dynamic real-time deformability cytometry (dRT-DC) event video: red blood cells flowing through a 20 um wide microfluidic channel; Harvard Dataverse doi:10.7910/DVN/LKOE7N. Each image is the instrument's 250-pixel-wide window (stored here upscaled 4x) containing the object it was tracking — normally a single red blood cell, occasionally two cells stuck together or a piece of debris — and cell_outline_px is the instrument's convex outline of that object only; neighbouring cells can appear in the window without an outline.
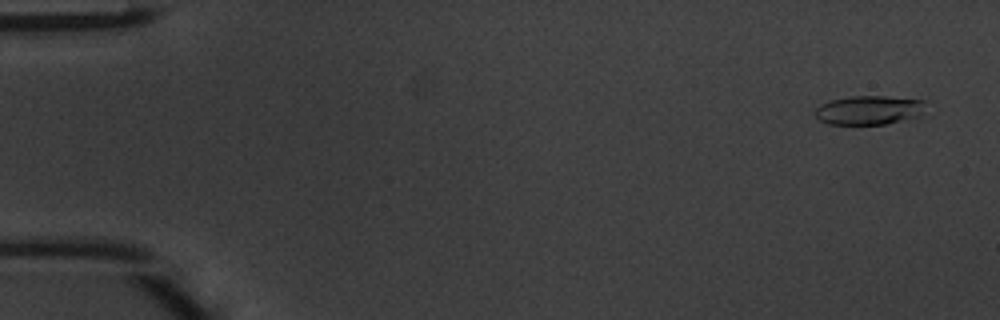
{"species": "common noctule bat (a hibernating species)", "species_latin": "Nyctalus noctula", "temperature_condition": "warm", "stored_images_in_passage": 49, "camera_frame_rate_fps": 3000, "um_per_image_px": 0.085, "animal": {"sex": "male", "body_mass_g": 20.1, "forearm_length_mm": 53.5}, "frame": {"image": 1, "passage_image": 3, "time_ms": 0.667, "image_size_px": [1000, 320], "cell_outline_px": [[924, 100], [920, 116], [884, 124], [828, 124], [820, 120], [816, 116], [816, 108], [820, 104], [828, 100], [852, 96], [884, 96]], "centroid_in_image_um": [73.81, 9.35], "position_along_channel_um": 11.2, "area_um2": 18.5}}
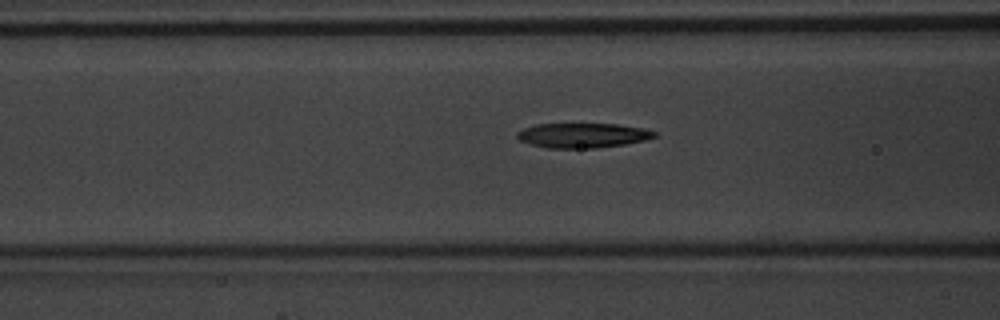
{"frame": {"image": 2, "passage_image": 20, "time_ms": 6.333, "image_size_px": [1000, 320], "cell_outline_px": [[656, 136], [644, 140], [624, 144], [596, 148], [548, 148], [532, 144], [520, 140], [516, 136], [516, 132], [524, 128], [536, 124], [616, 124], [644, 128], [656, 132]], "centroid_in_image_um": [49.52, 11.5], "position_along_channel_um": 117.1, "area_um2": 19.65}}
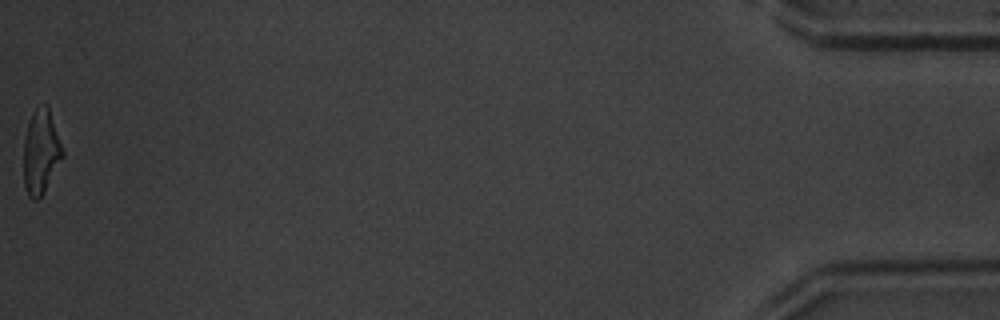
{"frame": {"image": 3, "passage_image": 49, "time_ms": 16.0, "image_size_px": [1000, 320], "cell_outline_px": [[64, 156], [44, 192], [36, 200], [32, 200], [28, 196], [24, 188], [24, 140], [28, 120], [32, 112], [36, 108], [44, 104], [48, 108], [64, 152]], "centroid_in_image_um": [3.46, 12.94], "position_along_channel_um": 431.7, "area_um2": 19.02}, "authors_computed_cell_mechanics": {"area_um2": 19.8832, "velocity_mm_per_s": 4.2443, "shape_relaxation_time_tau1_ms": 4.8447, "shape_relaxation_time_tau2_ms": 3.3325, "deformation_change_tau1": 0.1961, "deformation_change_tau2": 0.1356}}